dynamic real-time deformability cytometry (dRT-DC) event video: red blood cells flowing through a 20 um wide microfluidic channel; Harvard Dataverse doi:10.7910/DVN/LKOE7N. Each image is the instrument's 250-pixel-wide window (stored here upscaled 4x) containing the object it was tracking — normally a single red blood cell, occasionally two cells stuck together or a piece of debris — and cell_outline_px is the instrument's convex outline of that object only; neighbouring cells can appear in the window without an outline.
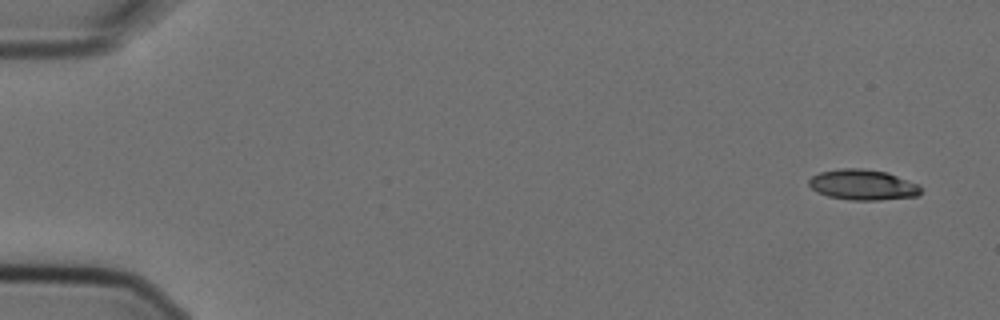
{"species": "Egyptian fruit bat (a non-hibernating species)", "species_latin": "Rousettus aegyptiacus", "temperature_condition": "cold", "stored_images_in_passage": 5, "camera_frame_rate_fps": 3000, "um_per_image_px": 0.085, "animal": {"sex": "female"}, "frame": {"image": 1, "passage_image": 1, "time_ms": 0.0, "image_size_px": [1000, 320], "cell_outline_px": [[920, 192], [916, 196], [880, 200], [852, 200], [828, 196], [816, 192], [808, 184], [808, 180], [812, 176], [820, 172], [840, 168], [864, 168], [888, 172], [920, 184]], "centroid_in_image_um": [73.34, 15.69], "position_along_channel_um": 11.7, "area_um2": 20.06}}
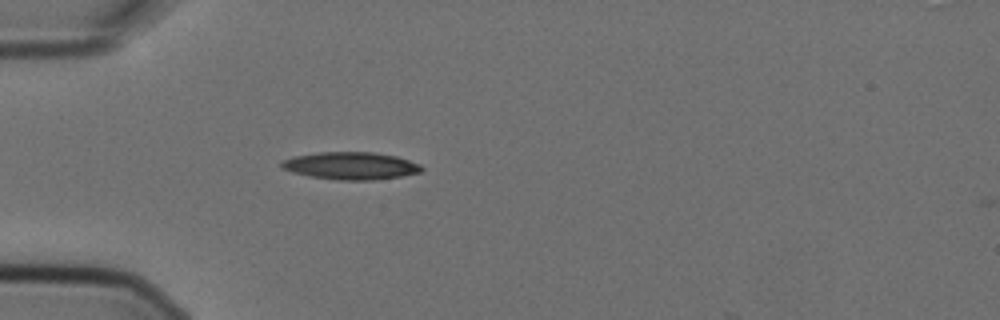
{"frame": {"image": 2, "passage_image": 5, "time_ms": 1.333, "image_size_px": [1000, 320], "cell_outline_px": [[424, 168], [420, 172], [400, 176], [372, 180], [340, 180], [308, 176], [292, 172], [280, 168], [280, 164], [284, 160], [292, 156], [316, 152], [372, 152], [396, 156], [420, 164]], "centroid_in_image_um": [29.78, 14.08], "position_along_channel_um": 55.2, "area_um2": 22.43}}